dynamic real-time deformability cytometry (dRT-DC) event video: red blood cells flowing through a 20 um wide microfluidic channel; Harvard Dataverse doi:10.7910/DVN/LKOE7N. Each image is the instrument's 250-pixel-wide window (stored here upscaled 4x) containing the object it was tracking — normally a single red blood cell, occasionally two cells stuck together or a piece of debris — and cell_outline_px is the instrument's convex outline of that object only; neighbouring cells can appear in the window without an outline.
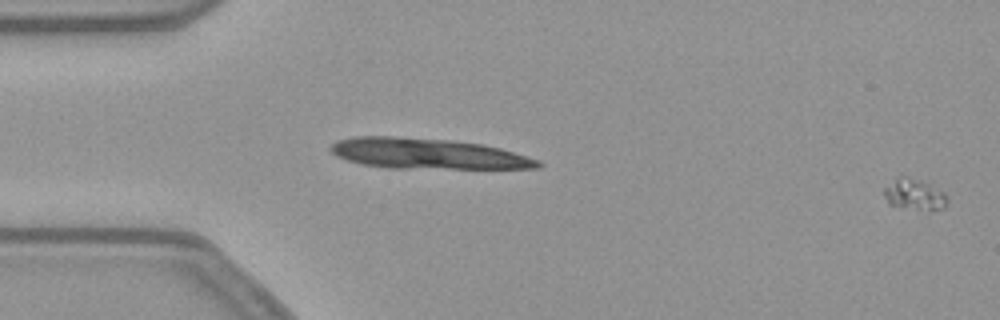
{"species": "common noctule bat (a hibernating species)", "species_latin": "Nyctalus noctula", "temperature_condition": "warm", "stored_images_in_passage": 55, "camera_frame_rate_fps": 3000, "um_per_image_px": 0.085, "animal": {"sex": "female", "body_mass_g": 21.9}, "frame": {"image": 1, "passage_image": 1, "time_ms": 0.0, "image_size_px": [1000, 320], "cell_outline_px": [[948, 204], [944, 208], [928, 212], [888, 204], [884, 196], [884, 188], [900, 176], [908, 176], [928, 184], [944, 192], [948, 196]], "centroid_in_image_um": [77.77, 16.57], "position_along_channel_um": 7.2, "area_um2": 11.56}}
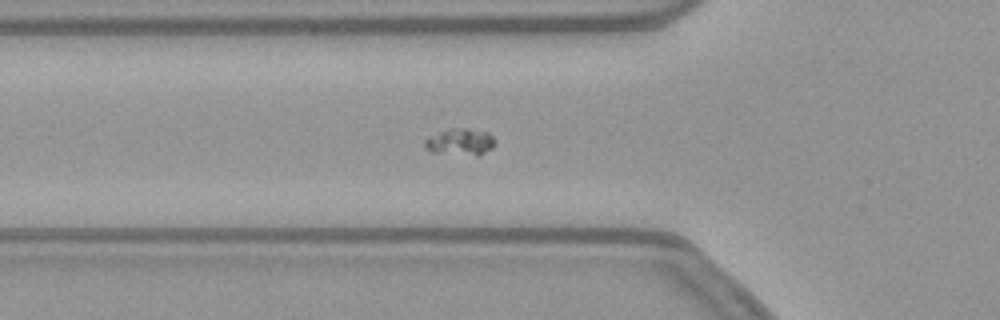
{"frame": {"image": 2, "passage_image": 19, "time_ms": 6.0, "image_size_px": [1000, 320], "cell_outline_px": [[496, 144], [492, 148], [480, 156], [476, 156], [432, 152], [424, 144], [424, 140], [428, 136], [448, 128], [468, 128], [488, 132], [492, 136]], "centroid_in_image_um": [39.14, 12.06], "position_along_channel_um": 86.7, "area_um2": 11.16}}
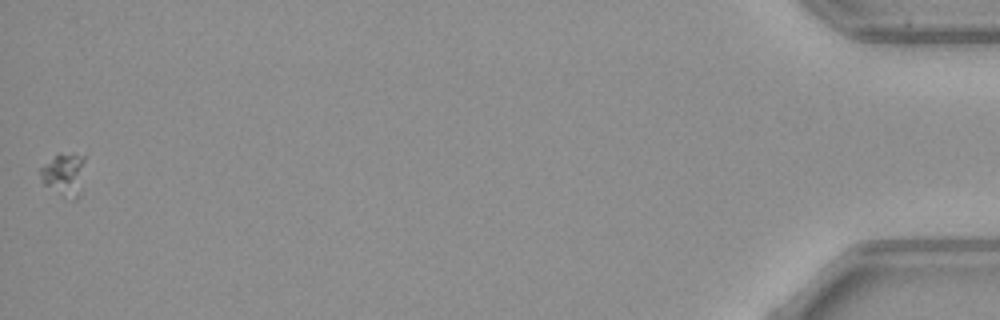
{"frame": {"image": 3, "passage_image": 55, "time_ms": 18.0, "image_size_px": [1000, 320], "cell_outline_px": [[84, 160], [76, 200], [72, 200], [60, 196], [44, 184], [40, 176], [40, 168], [56, 152], [72, 152], [84, 156]], "centroid_in_image_um": [5.38, 14.77], "position_along_channel_um": 429.8, "area_um2": 11.1}}